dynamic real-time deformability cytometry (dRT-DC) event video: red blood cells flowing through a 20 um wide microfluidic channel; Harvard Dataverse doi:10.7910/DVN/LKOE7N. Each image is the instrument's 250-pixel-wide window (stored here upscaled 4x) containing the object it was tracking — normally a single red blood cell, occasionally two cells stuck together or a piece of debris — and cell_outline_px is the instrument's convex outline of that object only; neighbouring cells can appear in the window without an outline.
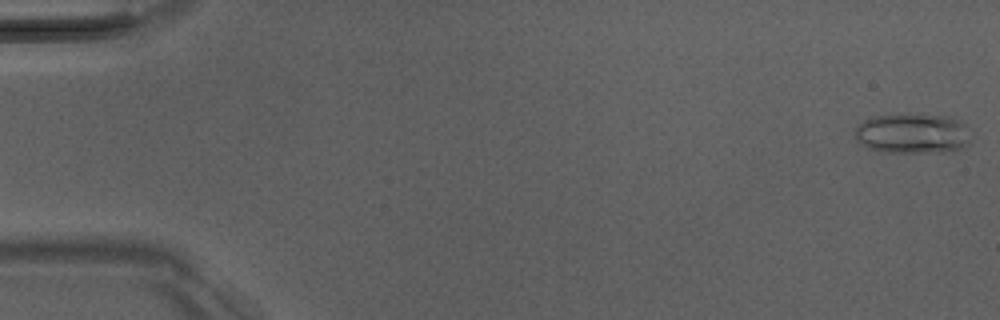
{"species": "Egyptian fruit bat (a non-hibernating species)", "species_latin": "Rousettus aegyptiacus", "temperature_condition": "room temperature", "stored_images_in_passage": 51, "camera_frame_rate_fps": 3000, "um_per_image_px": 0.085, "animal": {"sex": "male"}, "frame": {"image": 1, "passage_image": 1, "time_ms": 0.0, "image_size_px": [1000, 320], "cell_outline_px": [[968, 144], [964, 148], [944, 152], [888, 152], [868, 148], [860, 144], [856, 136], [856, 128], [864, 120], [876, 116], [924, 112], [948, 116], [960, 120], [964, 124]], "centroid_in_image_um": [77.57, 11.32], "position_along_channel_um": 7.4, "area_um2": 27.22}}
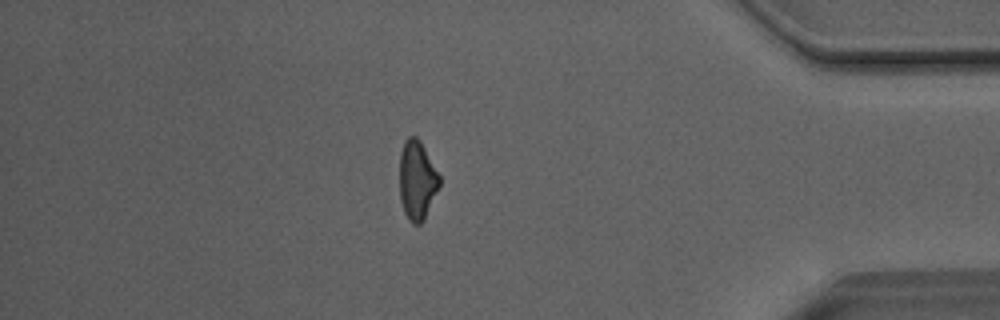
{"frame": {"image": 2, "passage_image": 44, "time_ms": 14.333, "image_size_px": [1000, 320], "cell_outline_px": [[440, 184], [424, 220], [420, 224], [412, 224], [408, 220], [404, 212], [400, 200], [400, 152], [404, 140], [408, 136], [416, 136], [420, 140], [440, 176]], "centroid_in_image_um": [35.44, 15.32], "position_along_channel_um": 399.8, "area_um2": 18.44}}
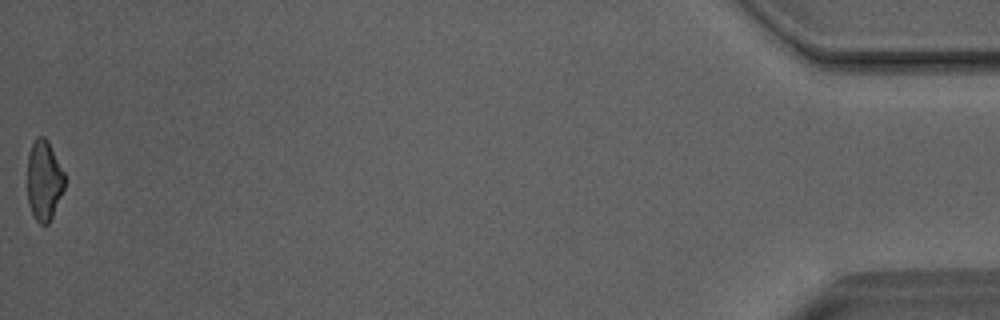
{"frame": {"image": 3, "passage_image": 51, "time_ms": 16.667, "image_size_px": [1000, 320], "cell_outline_px": [[64, 188], [52, 216], [48, 224], [40, 224], [36, 220], [28, 204], [28, 156], [32, 144], [36, 136], [44, 136], [48, 140], [64, 172]], "centroid_in_image_um": [3.74, 15.31], "position_along_channel_um": 431.5, "area_um2": 17.22}, "authors_computed_cell_mechanics": {"area_um2": 19.4786, "velocity_mm_per_s": 4.0705, "shape_relaxation_time_tau1_ms": null, "shape_relaxation_time_tau2_ms": 2.1399, "deformation_change_tau1": null, "deformation_change_tau2": 0.1074}}